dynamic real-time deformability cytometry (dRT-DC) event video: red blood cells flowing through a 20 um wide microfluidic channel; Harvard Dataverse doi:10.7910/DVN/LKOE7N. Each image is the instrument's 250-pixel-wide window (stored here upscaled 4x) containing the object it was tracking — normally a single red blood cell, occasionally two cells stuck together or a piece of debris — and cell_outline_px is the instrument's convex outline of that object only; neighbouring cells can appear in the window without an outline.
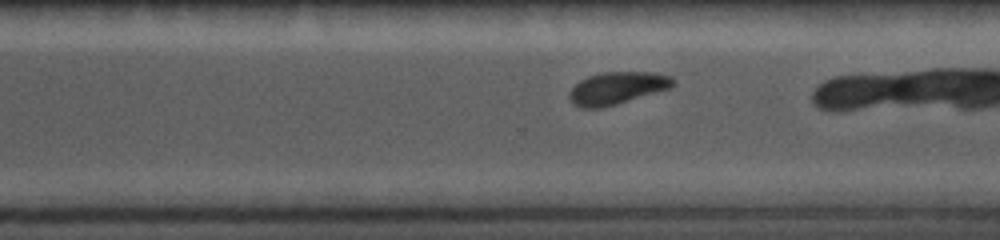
{"species": "common noctule bat (a hibernating species)", "species_latin": "Nyctalus noctula", "temperature_condition": "cold", "stored_images_in_passage": 18, "camera_frame_rate_fps": 5000, "um_per_image_px": 0.085, "animal": {"sex": "female", "body_mass_g": 19.0, "forearm_length_mm": 56.7}, "frame": {"image": 1, "passage_image": 13, "time_ms": 6.6, "image_size_px": [1000, 240], "cell_outline_px": [[676, 84], [672, 88], [616, 104], [600, 108], [580, 108], [572, 104], [568, 100], [568, 92], [580, 80], [588, 76], [604, 72], [656, 72], [672, 76], [676, 80]], "centroid_in_image_um": [52.47, 7.49], "position_along_channel_um": 318.1, "area_um2": 19.88}}